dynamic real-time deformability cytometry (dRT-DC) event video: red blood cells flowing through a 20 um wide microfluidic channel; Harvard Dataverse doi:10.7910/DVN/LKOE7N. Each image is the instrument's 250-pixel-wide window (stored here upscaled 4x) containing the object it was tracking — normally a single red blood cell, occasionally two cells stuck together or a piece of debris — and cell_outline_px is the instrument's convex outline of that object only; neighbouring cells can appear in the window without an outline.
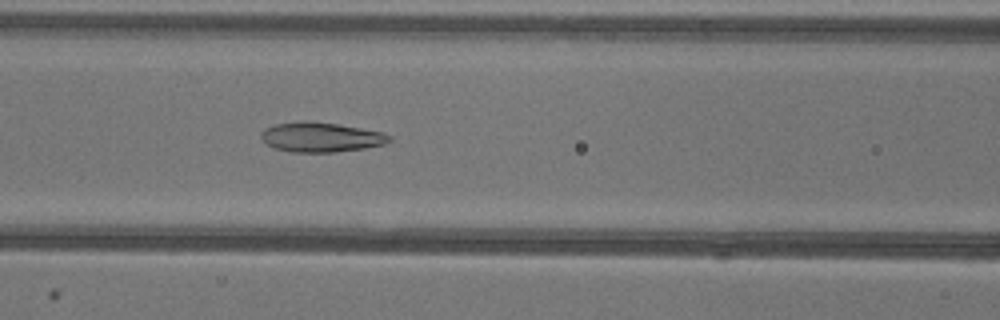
{"species": "common noctule bat (a hibernating species)", "species_latin": "Nyctalus noctula", "temperature_condition": "warm", "stored_images_in_passage": 50, "camera_frame_rate_fps": 3000, "um_per_image_px": 0.085, "animal": {"sex": "female"}, "frame": {"image": 1, "passage_image": 22, "time_ms": 7.0, "image_size_px": [1000, 320], "cell_outline_px": [[392, 140], [384, 144], [364, 148], [336, 152], [292, 152], [272, 148], [264, 144], [260, 140], [260, 132], [264, 128], [276, 124], [300, 120], [308, 120], [336, 124], [384, 132], [392, 136]], "centroid_in_image_um": [27.22, 11.65], "position_along_channel_um": 139.4, "area_um2": 22.6}}
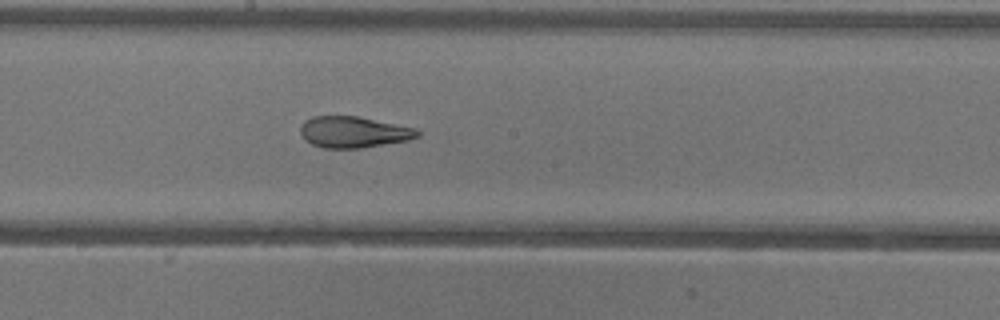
{"frame": {"image": 2, "passage_image": 28, "time_ms": 9.0, "image_size_px": [1000, 320], "cell_outline_px": [[420, 136], [408, 140], [360, 148], [324, 148], [312, 144], [304, 140], [300, 132], [300, 124], [304, 120], [312, 116], [356, 116], [416, 128], [420, 132]], "centroid_in_image_um": [30.02, 11.22], "position_along_channel_um": 218.2, "area_um2": 21.33}}
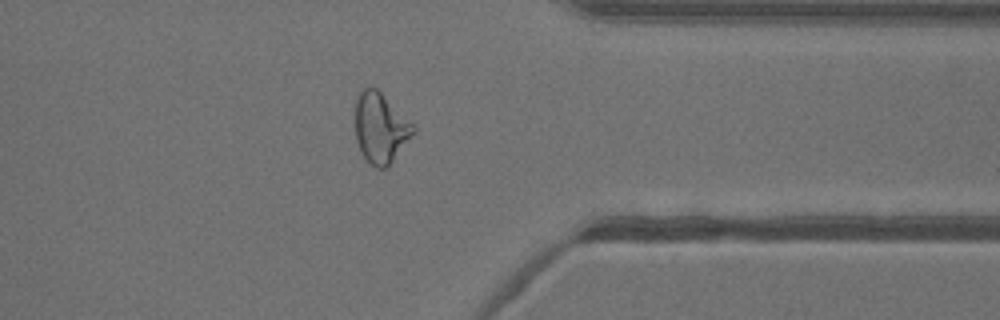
{"frame": {"image": 3, "passage_image": 41, "time_ms": 13.333, "image_size_px": [1000, 320], "cell_outline_px": [[416, 132], [392, 160], [384, 168], [376, 168], [360, 152], [356, 140], [356, 96], [368, 84], [376, 88], [416, 124]], "centroid_in_image_um": [32.36, 10.82], "position_along_channel_um": 379.0, "area_um2": 23.81}}